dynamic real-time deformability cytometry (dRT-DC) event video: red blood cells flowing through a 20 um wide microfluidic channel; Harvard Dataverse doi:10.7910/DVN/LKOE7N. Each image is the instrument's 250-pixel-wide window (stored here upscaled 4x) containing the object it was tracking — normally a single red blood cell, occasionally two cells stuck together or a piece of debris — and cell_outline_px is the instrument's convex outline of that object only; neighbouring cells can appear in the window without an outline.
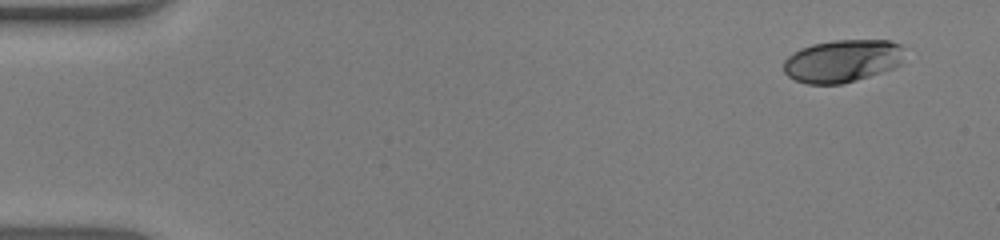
{"species": "human", "species_latin": "Homo sapiens", "temperature_condition": "warm", "stored_images_in_passage": 50, "camera_frame_rate_fps": 3000, "um_per_image_px": 0.085, "donor": {"sex": "male"}, "frame": {"image": 1, "passage_image": 1, "time_ms": 0.0, "image_size_px": [1000, 240], "cell_outline_px": [[900, 64], [892, 68], [856, 80], [840, 84], [808, 84], [796, 80], [788, 76], [784, 72], [784, 60], [792, 52], [800, 48], [812, 44], [832, 40], [888, 40], [900, 44]], "centroid_in_image_um": [71.52, 5.17], "position_along_channel_um": 13.5, "area_um2": 29.71}}
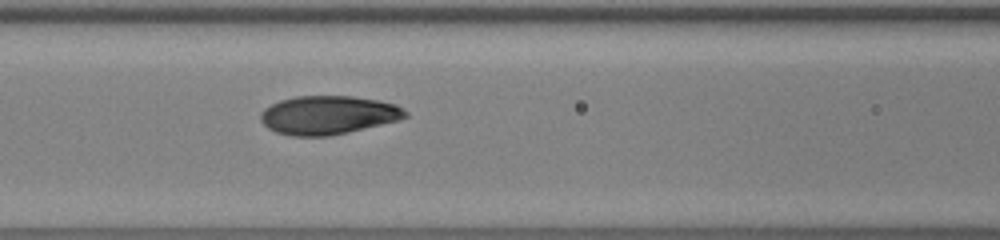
{"frame": {"image": 2, "passage_image": 21, "time_ms": 6.667, "image_size_px": [1000, 240], "cell_outline_px": [[408, 116], [400, 120], [348, 132], [328, 136], [292, 136], [276, 132], [268, 128], [260, 120], [260, 112], [264, 108], [280, 100], [296, 96], [352, 96], [380, 100], [396, 104], [408, 112]], "centroid_in_image_um": [27.9, 9.77], "position_along_channel_um": 138.7, "area_um2": 32.71}}
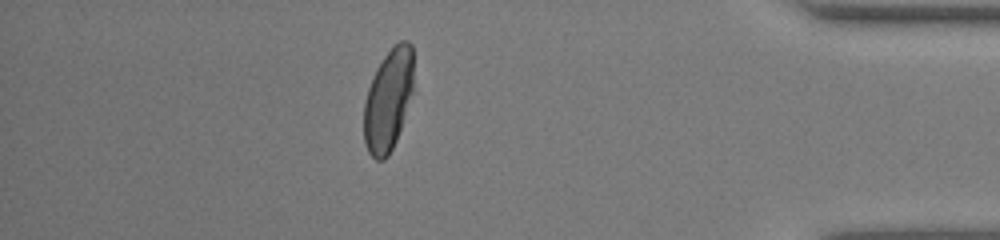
{"frame": {"image": 3, "passage_image": 44, "time_ms": 14.333, "image_size_px": [1000, 240], "cell_outline_px": [[412, 92], [396, 140], [388, 156], [384, 160], [376, 160], [368, 152], [364, 144], [364, 100], [372, 76], [376, 68], [384, 56], [400, 40], [408, 40], [412, 44]], "centroid_in_image_um": [32.97, 8.5], "position_along_channel_um": 402.2, "area_um2": 29.25}, "authors_computed_cell_mechanics": {"area_um2": 31.5588, "velocity_mm_per_s": 3.9455, "shape_relaxation_time_tau1_ms": 5.1907, "shape_relaxation_time_tau2_ms": null, "deformation_change_tau1": 0.2248, "deformation_change_tau2": null}}